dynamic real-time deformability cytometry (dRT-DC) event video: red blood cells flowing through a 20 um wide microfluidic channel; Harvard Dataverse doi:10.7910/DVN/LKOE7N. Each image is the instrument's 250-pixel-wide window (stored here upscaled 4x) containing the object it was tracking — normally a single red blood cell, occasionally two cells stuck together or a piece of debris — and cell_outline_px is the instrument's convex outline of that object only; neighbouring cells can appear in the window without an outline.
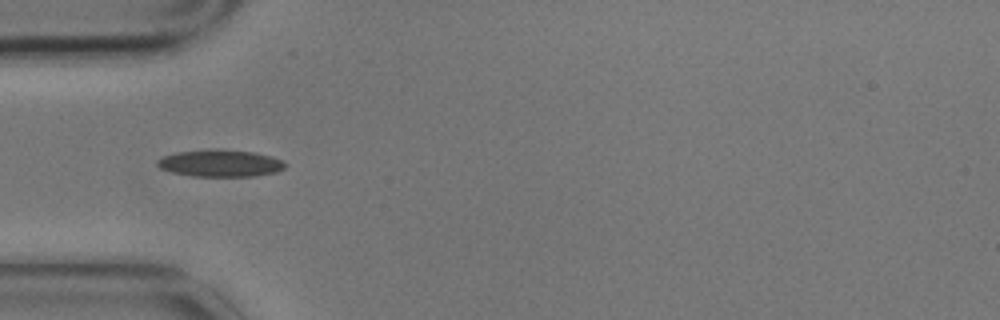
{"species": "common noctule bat (a hibernating species)", "species_latin": "Nyctalus noctula", "temperature_condition": "cold", "stored_images_in_passage": 6, "camera_frame_rate_fps": 3000, "um_per_image_px": 0.085, "animal": {"sex": "male", "body_mass_g": 17.9}, "frame": {"image": 1, "passage_image": 4, "time_ms": 1.0, "image_size_px": [1000, 320], "cell_outline_px": [[288, 164], [284, 168], [276, 172], [256, 176], [192, 176], [172, 172], [160, 168], [156, 164], [156, 160], [164, 156], [176, 152], [216, 148], [252, 152], [272, 156], [284, 160]], "centroid_in_image_um": [18.75, 13.87], "position_along_channel_um": 66.3, "area_um2": 20.35}}